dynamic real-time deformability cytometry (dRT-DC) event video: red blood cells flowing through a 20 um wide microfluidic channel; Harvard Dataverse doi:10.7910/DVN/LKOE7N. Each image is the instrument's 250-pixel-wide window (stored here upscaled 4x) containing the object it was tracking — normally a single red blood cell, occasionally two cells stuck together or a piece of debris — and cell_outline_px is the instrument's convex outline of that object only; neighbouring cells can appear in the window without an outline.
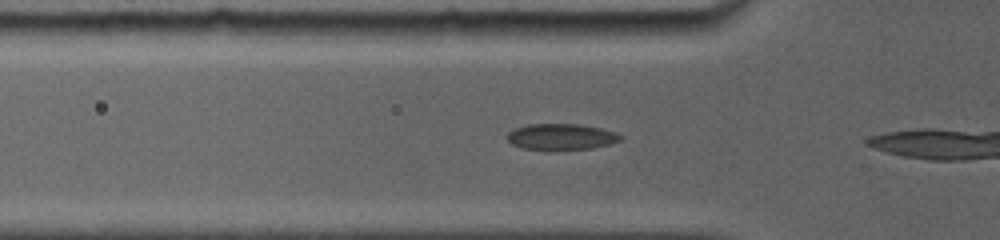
{"species": "common noctule bat (a hibernating species)", "species_latin": "Nyctalus noctula", "temperature_condition": "room temperature", "stored_images_in_passage": 12, "camera_frame_rate_fps": 5000, "um_per_image_px": 0.085, "animal": {"sex": "female", "body_mass_g": 19.0, "forearm_length_mm": 56.7}, "frame": {"image": 1, "passage_image": 6, "time_ms": 1.4, "image_size_px": [1000, 240], "cell_outline_px": [[624, 136], [620, 140], [608, 144], [592, 148], [556, 152], [548, 152], [524, 148], [512, 144], [504, 136], [512, 128], [528, 124], [580, 124], [600, 128], [616, 132]], "centroid_in_image_um": [47.65, 11.65], "position_along_channel_um": 78.2, "area_um2": 17.98}}
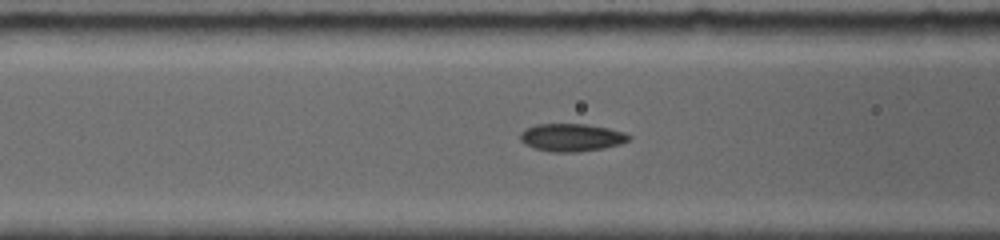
{"frame": {"image": 2, "passage_image": 10, "time_ms": 2.4, "image_size_px": [1000, 240], "cell_outline_px": [[632, 136], [628, 140], [620, 144], [604, 148], [576, 152], [552, 152], [532, 148], [524, 144], [520, 140], [520, 132], [524, 128], [536, 124], [584, 124], [608, 128], [624, 132]], "centroid_in_image_um": [48.53, 11.68], "position_along_channel_um": 118.1, "area_um2": 17.69}}